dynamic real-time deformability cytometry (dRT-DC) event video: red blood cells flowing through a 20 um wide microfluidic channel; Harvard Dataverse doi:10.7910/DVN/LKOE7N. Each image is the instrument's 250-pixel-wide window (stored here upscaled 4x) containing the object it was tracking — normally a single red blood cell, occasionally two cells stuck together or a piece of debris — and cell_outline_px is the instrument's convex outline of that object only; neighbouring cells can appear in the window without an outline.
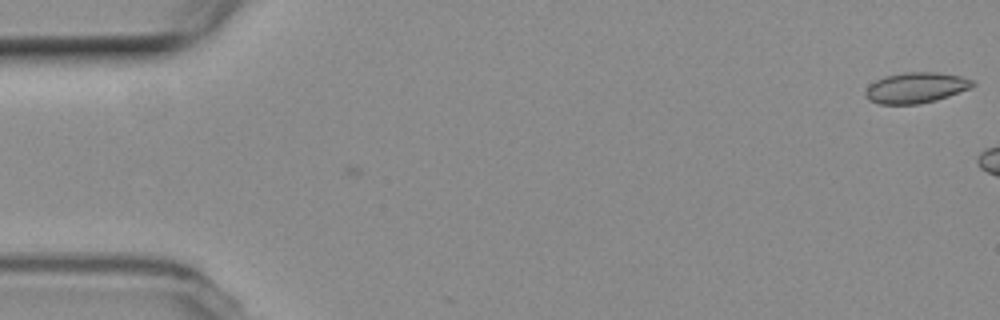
{"species": "common noctule bat (a hibernating species)", "species_latin": "Nyctalus noctula", "temperature_condition": "room temperature", "stored_images_in_passage": 6, "camera_frame_rate_fps": 3000, "um_per_image_px": 0.085, "animal": {"sex": "female", "body_mass_g": 19.3, "forearm_length_mm": 54.1}, "frame": {"image": 1, "passage_image": 6, "time_ms": 1.667, "image_size_px": [1000, 320], "cell_outline_px": [[976, 84], [972, 88], [936, 100], [920, 104], [880, 104], [868, 100], [864, 92], [876, 80], [884, 76], [904, 72], [936, 72], [960, 76], [972, 80]], "centroid_in_image_um": [77.87, 7.46], "position_along_channel_um": 7.1, "area_um2": 19.13}}